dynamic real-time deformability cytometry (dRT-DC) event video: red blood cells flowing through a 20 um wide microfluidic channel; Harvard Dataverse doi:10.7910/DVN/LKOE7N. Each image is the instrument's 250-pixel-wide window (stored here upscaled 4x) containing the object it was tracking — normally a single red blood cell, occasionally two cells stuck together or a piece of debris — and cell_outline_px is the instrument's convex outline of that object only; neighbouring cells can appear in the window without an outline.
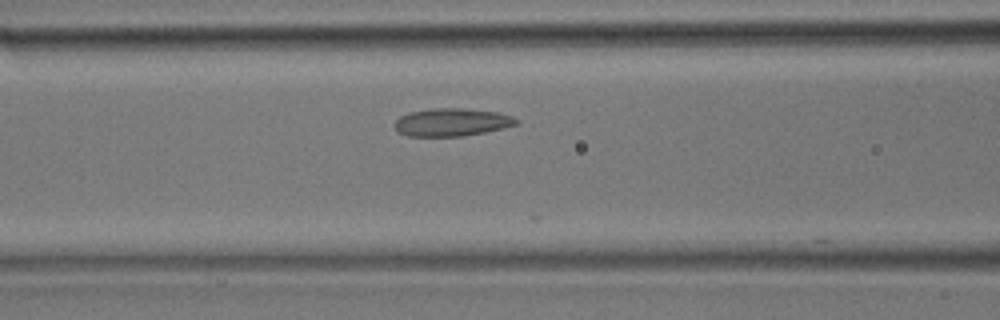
{"species": "common noctule bat (a hibernating species)", "species_latin": "Nyctalus noctula", "temperature_condition": "room temperature", "stored_images_in_passage": 21, "camera_frame_rate_fps": 3000, "um_per_image_px": 0.085, "animal": {"sex": "male", "body_mass_g": 17.9}, "frame": {"image": 1, "passage_image": 8, "time_ms": 2.333, "image_size_px": [1000, 320], "cell_outline_px": [[520, 120], [516, 124], [504, 128], [464, 136], [408, 136], [400, 132], [396, 128], [396, 120], [400, 116], [408, 112], [432, 108], [460, 108], [496, 112], [512, 116]], "centroid_in_image_um": [38.41, 10.38], "position_along_channel_um": 128.2, "area_um2": 19.59}}
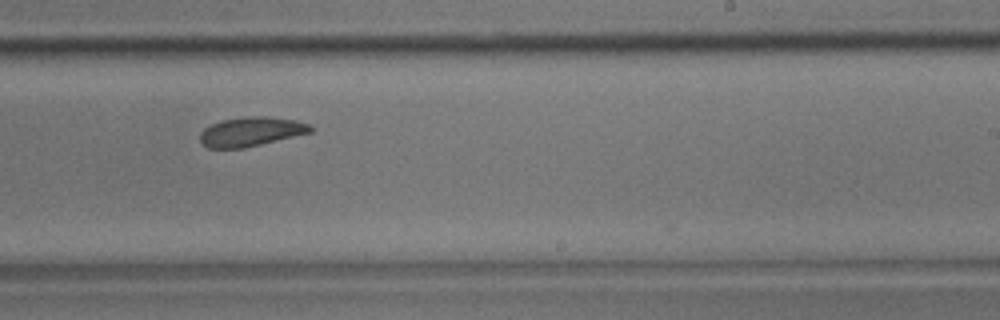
{"frame": {"image": 2, "passage_image": 16, "time_ms": 5.0, "image_size_px": [1000, 320], "cell_outline_px": [[312, 132], [244, 148], [208, 148], [200, 144], [200, 132], [204, 128], [212, 124], [224, 120], [244, 116], [264, 116], [292, 120], [308, 124], [312, 128]], "centroid_in_image_um": [21.28, 11.2], "position_along_channel_um": 267.7, "area_um2": 18.67}}
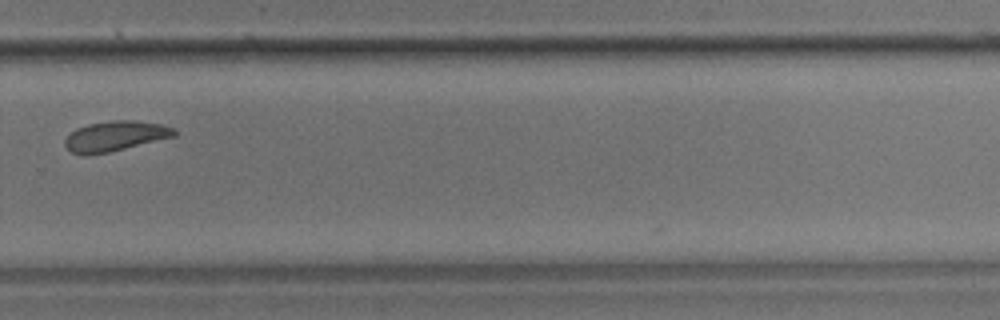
{"frame": {"image": 3, "passage_image": 19, "time_ms": 6.0, "image_size_px": [1000, 320], "cell_outline_px": [[176, 136], [108, 152], [72, 152], [64, 144], [64, 140], [76, 128], [88, 124], [116, 120], [136, 120], [160, 124], [172, 128], [176, 132]], "centroid_in_image_um": [9.84, 11.53], "position_along_channel_um": 320.0, "area_um2": 18.44}}